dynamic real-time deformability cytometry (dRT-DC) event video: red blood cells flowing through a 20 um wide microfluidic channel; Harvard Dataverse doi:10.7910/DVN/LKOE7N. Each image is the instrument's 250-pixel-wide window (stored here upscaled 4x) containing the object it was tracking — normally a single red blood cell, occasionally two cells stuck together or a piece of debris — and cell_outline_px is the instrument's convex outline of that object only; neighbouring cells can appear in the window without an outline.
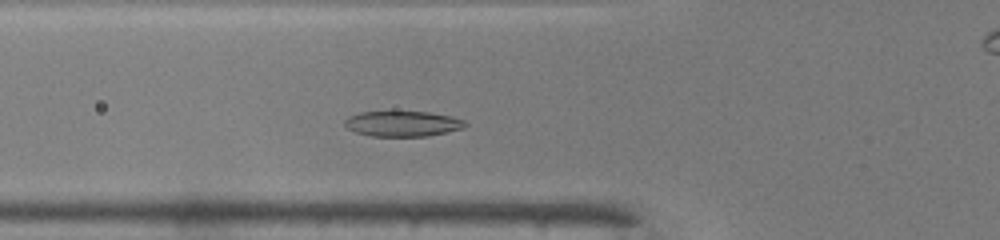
{"species": "common noctule bat (a hibernating species)", "species_latin": "Nyctalus noctula", "temperature_condition": "warm", "stored_images_in_passage": 41, "camera_frame_rate_fps": 3000, "um_per_image_px": 0.085, "animal": {"sex": "male", "body_mass_g": 19.0, "forearm_length_mm": 50.8}, "frame": {"image": 1, "passage_image": 9, "time_ms": 2.667, "image_size_px": [1000, 240], "cell_outline_px": [[468, 124], [464, 128], [428, 136], [372, 136], [356, 132], [348, 128], [344, 124], [344, 120], [348, 116], [360, 112], [392, 108], [428, 112], [452, 116], [464, 120]], "centroid_in_image_um": [34.2, 10.46], "position_along_channel_um": 91.6, "area_um2": 18.79}}
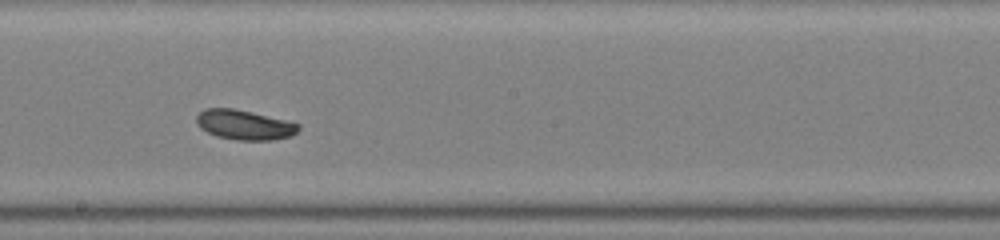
{"frame": {"image": 2, "passage_image": 19, "time_ms": 6.0, "image_size_px": [1000, 240], "cell_outline_px": [[300, 128], [292, 136], [272, 140], [236, 140], [216, 136], [200, 128], [196, 120], [196, 116], [200, 112], [208, 108], [232, 108], [252, 112], [300, 124]], "centroid_in_image_um": [20.77, 10.62], "position_along_channel_um": 227.4, "area_um2": 17.57}}
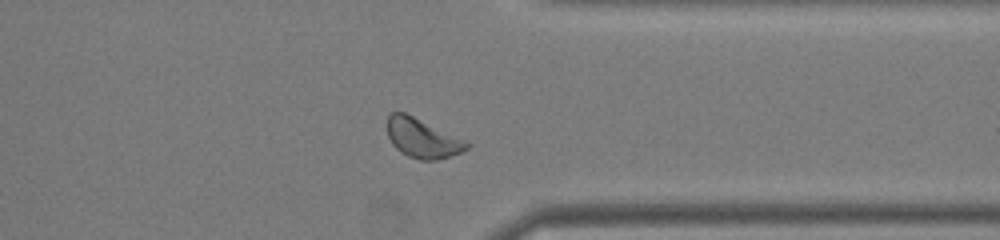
{"frame": {"image": 3, "passage_image": 30, "time_ms": 9.667, "image_size_px": [1000, 240], "cell_outline_px": [[472, 144], [468, 148], [460, 152], [436, 160], [420, 160], [408, 156], [400, 152], [392, 144], [388, 136], [388, 116], [392, 112], [404, 112], [464, 140]], "centroid_in_image_um": [35.88, 11.76], "position_along_channel_um": 375.5, "area_um2": 17.8}, "authors_computed_cell_mechanics": {"area_um2": 18.0336, "velocity_mm_per_s": 4.0843, "shape_relaxation_time_tau1_ms": 6.2332, "shape_relaxation_time_tau2_ms": null, "deformation_change_tau1": 0.2102, "deformation_change_tau2": null}}